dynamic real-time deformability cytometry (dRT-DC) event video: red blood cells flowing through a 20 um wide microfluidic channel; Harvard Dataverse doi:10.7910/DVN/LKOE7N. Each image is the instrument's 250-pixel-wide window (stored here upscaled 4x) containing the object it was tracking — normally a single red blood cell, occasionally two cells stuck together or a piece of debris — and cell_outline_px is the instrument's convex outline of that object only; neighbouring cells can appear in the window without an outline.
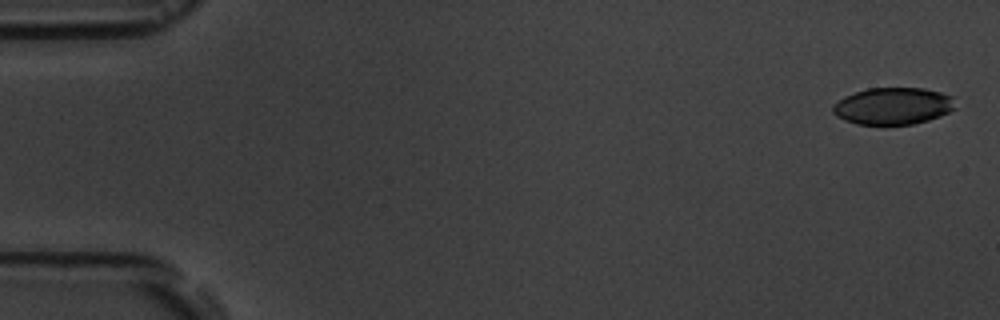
{"species": "common noctule bat (a hibernating species)", "species_latin": "Nyctalus noctula", "temperature_condition": "room temperature", "stored_images_in_passage": 7, "camera_frame_rate_fps": 3000, "um_per_image_px": 0.085, "animal": {"sex": "male", "body_mass_g": 19.5, "forearm_length_mm": 54.6}, "frame": {"image": 1, "passage_image": 1, "time_ms": 0.0, "image_size_px": [1000, 320], "cell_outline_px": [[956, 108], [940, 116], [928, 120], [912, 124], [856, 124], [844, 120], [836, 116], [832, 112], [832, 104], [844, 96], [868, 88], [924, 88], [940, 92], [952, 96]], "centroid_in_image_um": [75.88, 9.01], "position_along_channel_um": 9.1, "area_um2": 26.41}}
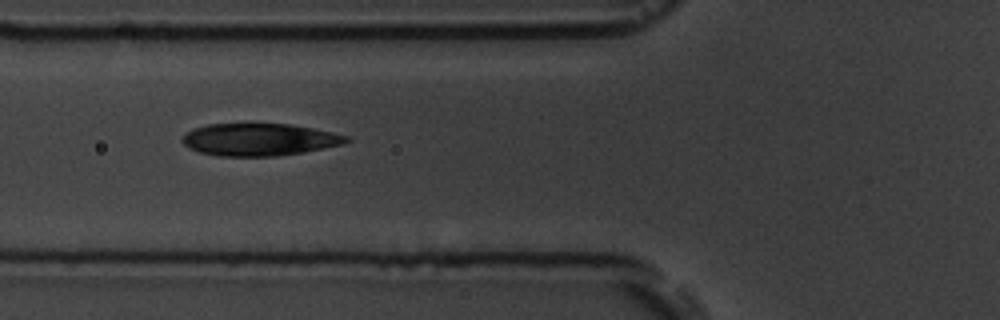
{"frame": {"image": 2, "passage_image": 6, "time_ms": 6.333, "image_size_px": [1000, 320], "cell_outline_px": [[352, 140], [340, 144], [324, 148], [304, 152], [276, 156], [216, 156], [200, 152], [188, 148], [180, 140], [192, 128], [208, 124], [288, 124], [312, 128], [332, 132], [348, 136]], "centroid_in_image_um": [22.01, 11.87], "position_along_channel_um": 103.8, "area_um2": 30.81}}